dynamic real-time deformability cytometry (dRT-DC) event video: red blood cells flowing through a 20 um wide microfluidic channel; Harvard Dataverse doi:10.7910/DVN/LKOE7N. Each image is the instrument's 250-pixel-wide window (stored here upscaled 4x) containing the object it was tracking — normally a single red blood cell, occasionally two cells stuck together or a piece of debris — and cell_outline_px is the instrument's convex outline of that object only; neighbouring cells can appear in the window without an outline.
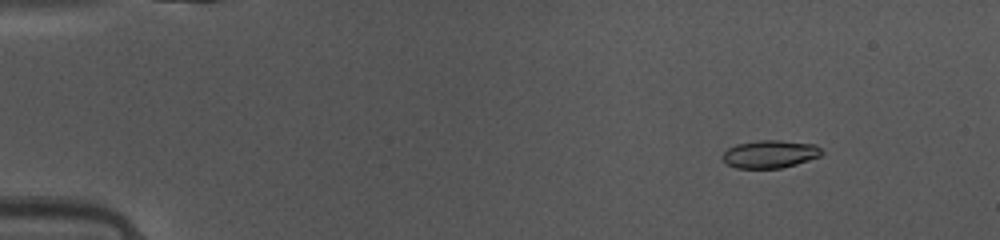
{"species": "common noctule bat (a hibernating species)", "species_latin": "Nyctalus noctula", "temperature_condition": "warm", "stored_images_in_passage": 47, "camera_frame_rate_fps": 3000, "um_per_image_px": 0.085, "animal": {"sex": "female", "body_mass_g": 10.0, "forearm_length_mm": 53.1}, "frame": {"image": 1, "passage_image": 5, "time_ms": 1.333, "image_size_px": [1000, 240], "cell_outline_px": [[824, 152], [820, 156], [796, 164], [780, 168], [736, 168], [728, 164], [720, 156], [728, 148], [736, 144], [756, 140], [780, 140], [816, 144]], "centroid_in_image_um": [65.45, 13.08], "position_along_channel_um": 19.6, "area_um2": 16.13}}
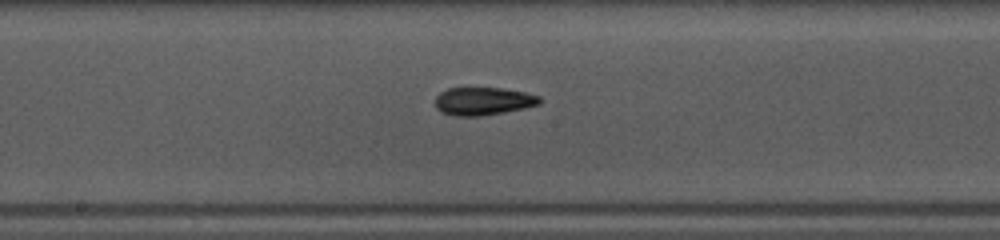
{"frame": {"image": 2, "passage_image": 25, "time_ms": 8.0, "image_size_px": [1000, 240], "cell_outline_px": [[540, 104], [524, 108], [504, 112], [480, 116], [456, 116], [440, 112], [436, 108], [436, 96], [440, 92], [448, 88], [504, 88], [524, 92], [540, 96]], "centroid_in_image_um": [41.06, 8.6], "position_along_channel_um": 207.1, "area_um2": 16.99}}
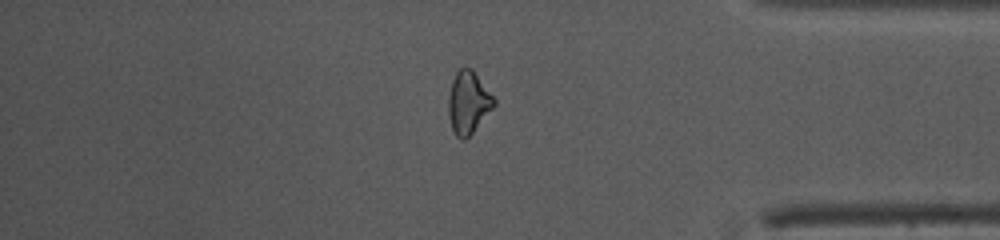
{"frame": {"image": 3, "passage_image": 40, "time_ms": 13.0, "image_size_px": [1000, 240], "cell_outline_px": [[496, 104], [472, 132], [464, 140], [460, 140], [456, 136], [452, 128], [448, 116], [448, 96], [452, 80], [456, 72], [460, 68], [472, 68], [496, 100]], "centroid_in_image_um": [39.79, 8.7], "position_along_channel_um": 395.4, "area_um2": 16.47}, "authors_computed_cell_mechanics": {"area_um2": 16.473, "velocity_mm_per_s": 4.1603, "shape_relaxation_time_tau1_ms": 6.6542, "shape_relaxation_time_tau2_ms": 4.8066, "deformation_change_tau1": 0.1735, "deformation_change_tau2": 0.1067}}